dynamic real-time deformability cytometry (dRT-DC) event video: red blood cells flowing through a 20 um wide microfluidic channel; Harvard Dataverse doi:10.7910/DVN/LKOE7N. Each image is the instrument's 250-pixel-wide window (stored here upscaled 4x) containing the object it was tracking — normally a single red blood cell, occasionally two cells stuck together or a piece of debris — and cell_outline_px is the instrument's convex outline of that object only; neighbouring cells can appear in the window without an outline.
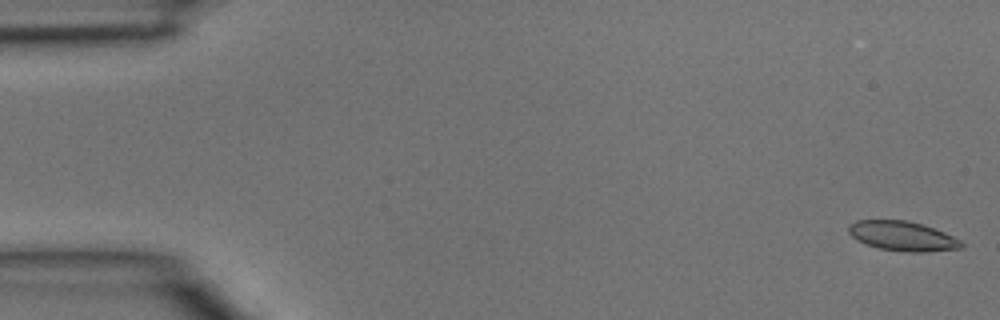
{"species": "common noctule bat (a hibernating species)", "species_latin": "Nyctalus noctula", "temperature_condition": "room temperature", "stored_images_in_passage": 4, "camera_frame_rate_fps": 3000, "um_per_image_px": 0.085, "animal": {"sex": "male", "body_mass_g": 15.6}, "frame": {"image": 1, "passage_image": 1, "time_ms": 0.0, "image_size_px": [1000, 320], "cell_outline_px": [[964, 248], [924, 252], [912, 252], [880, 248], [856, 240], [848, 232], [848, 224], [856, 220], [908, 220], [924, 224], [944, 232], [960, 240], [964, 244]], "centroid_in_image_um": [76.72, 20.05], "position_along_channel_um": 8.3, "area_um2": 19.48}}
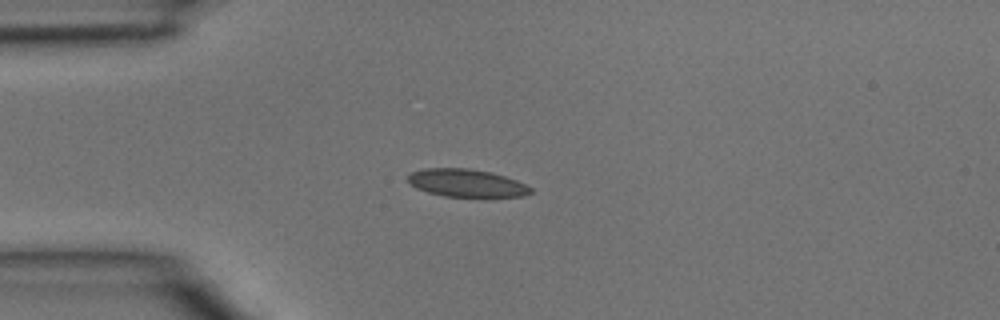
{"frame": {"image": 2, "passage_image": 3, "time_ms": 0.667, "image_size_px": [1000, 320], "cell_outline_px": [[532, 192], [524, 196], [444, 196], [428, 192], [416, 188], [408, 180], [408, 172], [424, 168], [468, 168], [488, 172], [504, 176], [516, 180], [532, 188]], "centroid_in_image_um": [39.61, 15.54], "position_along_channel_um": 45.4, "area_um2": 19.59}}